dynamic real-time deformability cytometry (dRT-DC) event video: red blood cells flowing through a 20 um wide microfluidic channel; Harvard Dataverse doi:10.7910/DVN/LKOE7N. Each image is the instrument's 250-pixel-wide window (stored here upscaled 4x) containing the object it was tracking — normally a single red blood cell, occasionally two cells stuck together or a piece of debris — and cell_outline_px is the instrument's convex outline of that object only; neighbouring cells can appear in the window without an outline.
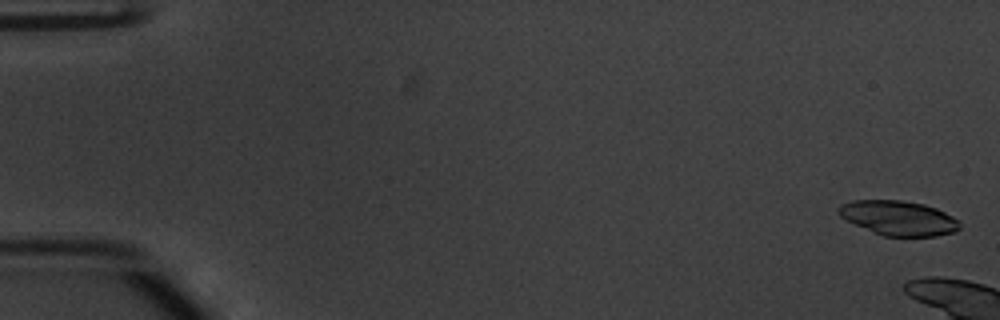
{"species": "common noctule bat (a hibernating species)", "species_latin": "Nyctalus noctula", "temperature_condition": "warm", "stored_images_in_passage": 7, "camera_frame_rate_fps": 3000, "um_per_image_px": 0.085, "animal": {"sex": "male", "body_mass_g": 20.1, "forearm_length_mm": 53.5}, "frame": {"image": 1, "passage_image": 2, "time_ms": 0.333, "image_size_px": [1000, 320], "cell_outline_px": [[960, 228], [956, 232], [936, 236], [884, 236], [856, 224], [840, 216], [836, 208], [840, 204], [852, 200], [900, 200], [924, 204], [936, 208], [960, 220]], "centroid_in_image_um": [76.4, 18.52], "position_along_channel_um": 8.6, "area_um2": 24.39}}